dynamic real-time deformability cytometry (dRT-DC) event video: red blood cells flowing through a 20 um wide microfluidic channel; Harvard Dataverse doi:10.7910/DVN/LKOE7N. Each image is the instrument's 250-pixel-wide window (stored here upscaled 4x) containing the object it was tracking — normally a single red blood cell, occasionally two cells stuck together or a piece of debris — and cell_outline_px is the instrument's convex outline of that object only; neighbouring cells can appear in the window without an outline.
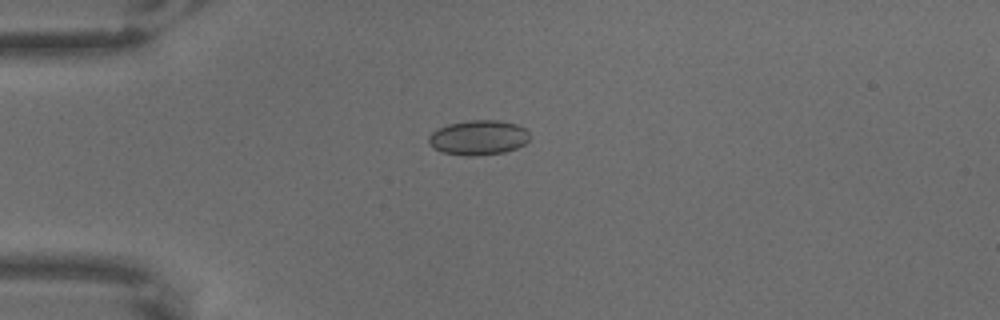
{"species": "common noctule bat (a hibernating species)", "species_latin": "Nyctalus noctula", "temperature_condition": "warm", "stored_images_in_passage": 48, "camera_frame_rate_fps": 3000, "um_per_image_px": 0.085, "animal": {"sex": "male", "body_mass_g": 18.8}, "frame": {"image": 1, "passage_image": 1, "time_ms": 0.0, "image_size_px": [1000, 320], "cell_outline_px": [[528, 140], [524, 144], [516, 148], [504, 152], [472, 156], [468, 156], [440, 152], [432, 148], [428, 140], [428, 136], [432, 132], [448, 124], [468, 120], [500, 120], [516, 124], [524, 128], [528, 132]], "centroid_in_image_um": [40.64, 11.69], "position_along_channel_um": 44.4, "area_um2": 20.46}}
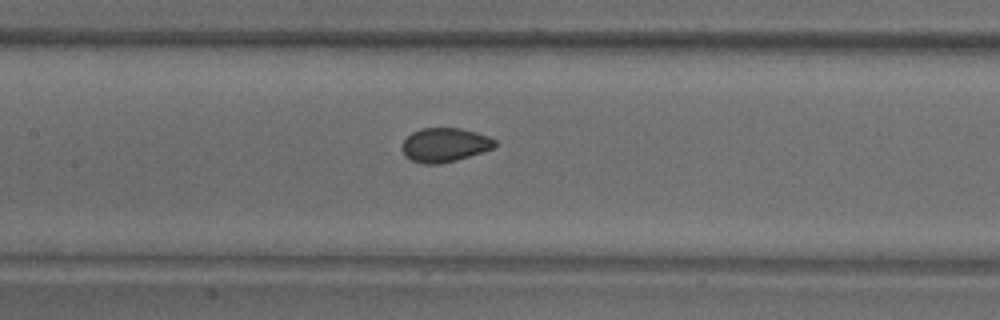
{"frame": {"image": 2, "passage_image": 15, "time_ms": 4.667, "image_size_px": [1000, 320], "cell_outline_px": [[496, 144], [492, 148], [456, 160], [440, 164], [424, 164], [412, 160], [404, 156], [404, 140], [412, 132], [420, 128], [460, 128], [476, 132], [488, 136], [496, 140]], "centroid_in_image_um": [37.8, 12.31], "position_along_channel_um": 169.6, "area_um2": 18.15}}
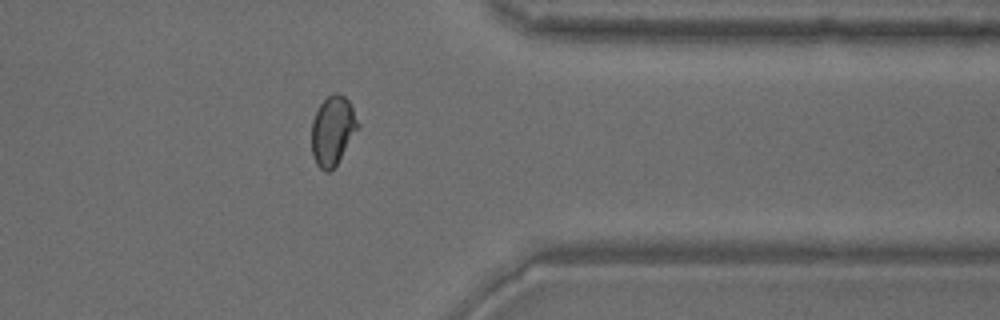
{"frame": {"image": 3, "passage_image": 36, "time_ms": 11.667, "image_size_px": [1000, 320], "cell_outline_px": [[360, 128], [336, 164], [328, 172], [324, 172], [316, 164], [312, 156], [312, 120], [320, 104], [332, 92], [336, 92], [344, 96], [348, 100], [360, 124]], "centroid_in_image_um": [28.29, 11.09], "position_along_channel_um": 383.1, "area_um2": 18.73}}